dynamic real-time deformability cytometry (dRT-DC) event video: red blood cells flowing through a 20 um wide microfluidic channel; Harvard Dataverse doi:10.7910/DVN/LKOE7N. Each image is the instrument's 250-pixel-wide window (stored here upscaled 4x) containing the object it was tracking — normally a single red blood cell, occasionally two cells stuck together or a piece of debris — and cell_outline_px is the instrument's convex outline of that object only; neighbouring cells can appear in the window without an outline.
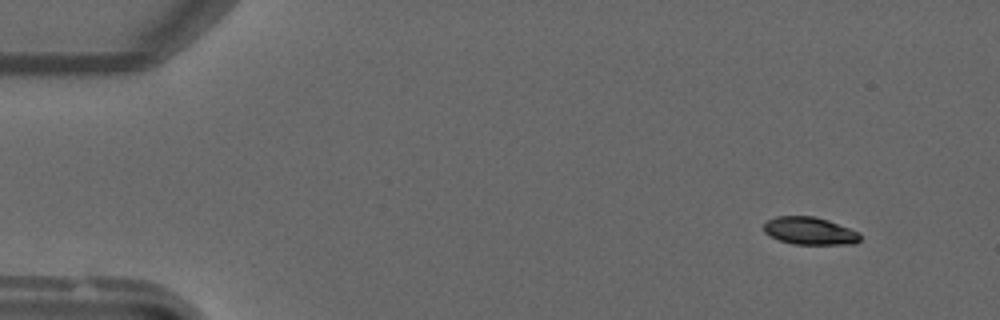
{"species": "common noctule bat (a hibernating species)", "species_latin": "Nyctalus noctula", "temperature_condition": "warm", "stored_images_in_passage": 50, "camera_frame_rate_fps": 3000, "um_per_image_px": 0.085, "animal": {"sex": "male", "forearm_length_mm": 52.5}, "frame": {"image": 1, "passage_image": 5, "time_ms": 1.333, "image_size_px": [1000, 320], "cell_outline_px": [[860, 240], [856, 244], [792, 244], [768, 236], [764, 232], [764, 224], [768, 220], [776, 216], [816, 216], [828, 220], [860, 232]], "centroid_in_image_um": [68.83, 19.63], "position_along_channel_um": 16.2, "area_um2": 15.61}}
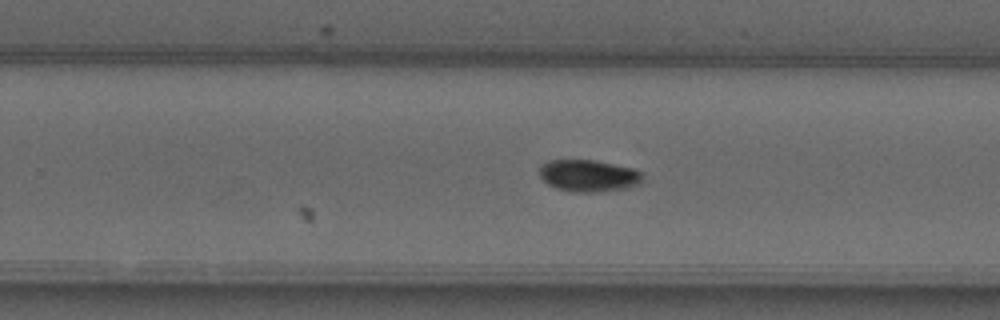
{"frame": {"image": 2, "passage_image": 32, "time_ms": 10.333, "image_size_px": [1000, 320], "cell_outline_px": [[644, 176], [640, 184], [628, 188], [604, 192], [572, 192], [556, 188], [548, 184], [540, 176], [540, 164], [548, 160], [592, 160], [632, 168], [640, 172]], "centroid_in_image_um": [50.03, 14.95], "position_along_channel_um": 279.8, "area_um2": 19.31}}
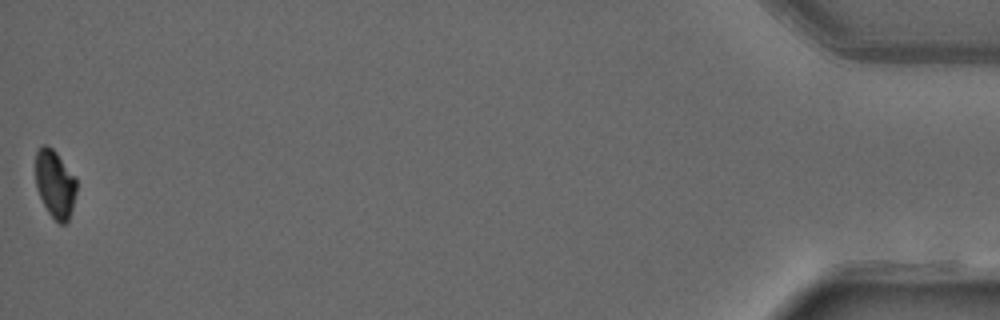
{"frame": {"image": 3, "passage_image": 50, "time_ms": 16.333, "image_size_px": [1000, 320], "cell_outline_px": [[76, 192], [72, 208], [68, 220], [64, 224], [60, 224], [48, 212], [36, 188], [36, 152], [44, 144], [48, 144], [56, 152], [76, 176]], "centroid_in_image_um": [4.69, 15.61], "position_along_channel_um": 430.5, "area_um2": 16.13}}